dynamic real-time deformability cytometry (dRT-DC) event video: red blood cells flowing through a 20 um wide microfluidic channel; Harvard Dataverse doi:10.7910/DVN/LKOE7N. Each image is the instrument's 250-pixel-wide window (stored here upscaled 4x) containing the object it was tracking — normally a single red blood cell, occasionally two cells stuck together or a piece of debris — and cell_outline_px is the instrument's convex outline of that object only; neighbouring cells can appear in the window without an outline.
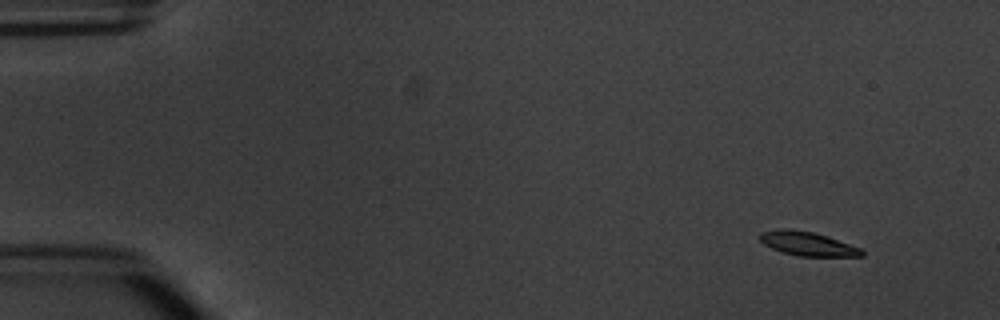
{"species": "common noctule bat (a hibernating species)", "species_latin": "Nyctalus noctula", "temperature_condition": "warm", "stored_images_in_passage": 5, "camera_frame_rate_fps": 3000, "um_per_image_px": 0.085, "animal": {"sex": "male", "body_mass_g": 20.1, "forearm_length_mm": 53.5}, "frame": {"image": 1, "passage_image": 1, "time_ms": 0.0, "image_size_px": [1000, 320], "cell_outline_px": [[864, 256], [800, 256], [780, 252], [764, 244], [760, 240], [760, 232], [812, 232], [828, 236], [860, 248], [864, 252]], "centroid_in_image_um": [68.74, 20.78], "position_along_channel_um": 16.3, "area_um2": 13.35}}
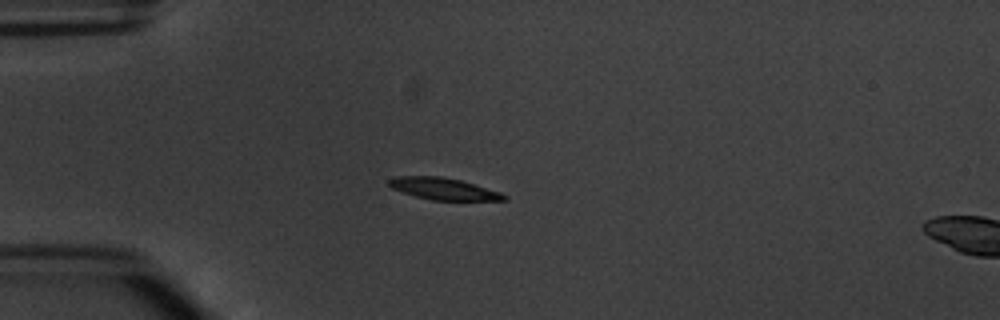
{"frame": {"image": 2, "passage_image": 4, "time_ms": 3.333, "image_size_px": [1000, 320], "cell_outline_px": [[508, 200], [432, 200], [416, 196], [392, 188], [388, 184], [388, 180], [396, 176], [440, 176], [460, 180], [500, 192], [508, 196]], "centroid_in_image_um": [37.7, 16.04], "position_along_channel_um": 47.3, "area_um2": 14.45}}